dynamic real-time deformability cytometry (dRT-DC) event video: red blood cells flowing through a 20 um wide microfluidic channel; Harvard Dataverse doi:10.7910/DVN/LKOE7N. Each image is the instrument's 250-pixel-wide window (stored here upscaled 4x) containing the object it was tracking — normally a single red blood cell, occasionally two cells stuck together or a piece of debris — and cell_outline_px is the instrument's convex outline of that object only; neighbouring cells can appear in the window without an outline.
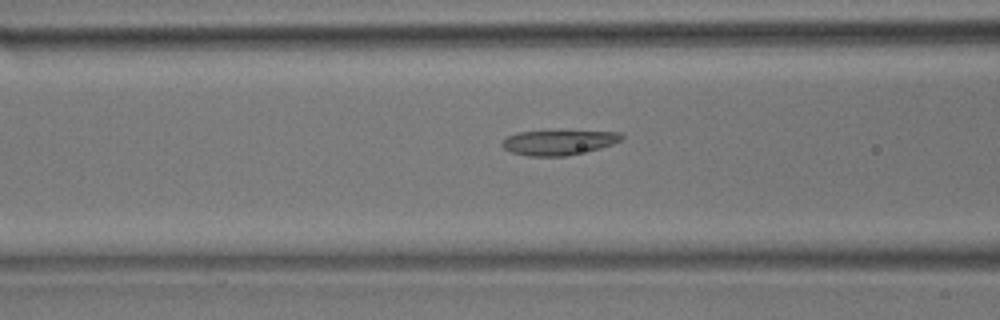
{"species": "common noctule bat (a hibernating species)", "species_latin": "Nyctalus noctula", "temperature_condition": "room temperature", "stored_images_in_passage": 23, "camera_frame_rate_fps": 3000, "um_per_image_px": 0.085, "animal": {"sex": "male", "body_mass_g": 17.9}, "frame": {"image": 1, "passage_image": 14, "time_ms": 4.333, "image_size_px": [1000, 320], "cell_outline_px": [[624, 136], [620, 140], [612, 144], [600, 148], [564, 156], [528, 156], [508, 152], [500, 144], [508, 136], [516, 132], [620, 132]], "centroid_in_image_um": [47.42, 12.13], "position_along_channel_um": 119.2, "area_um2": 16.88}}
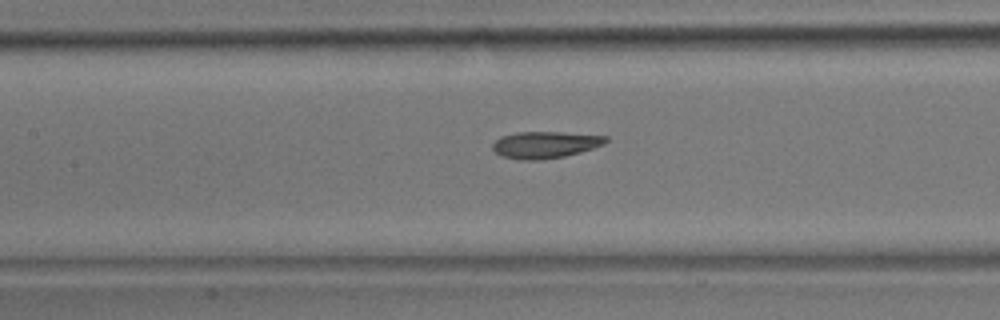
{"frame": {"image": 2, "passage_image": 17, "time_ms": 5.333, "image_size_px": [1000, 320], "cell_outline_px": [[608, 140], [604, 144], [580, 152], [564, 156], [540, 160], [516, 160], [500, 156], [492, 148], [492, 144], [500, 136], [516, 132], [560, 132], [608, 136]], "centroid_in_image_um": [46.29, 12.3], "position_along_channel_um": 161.1, "area_um2": 17.74}}